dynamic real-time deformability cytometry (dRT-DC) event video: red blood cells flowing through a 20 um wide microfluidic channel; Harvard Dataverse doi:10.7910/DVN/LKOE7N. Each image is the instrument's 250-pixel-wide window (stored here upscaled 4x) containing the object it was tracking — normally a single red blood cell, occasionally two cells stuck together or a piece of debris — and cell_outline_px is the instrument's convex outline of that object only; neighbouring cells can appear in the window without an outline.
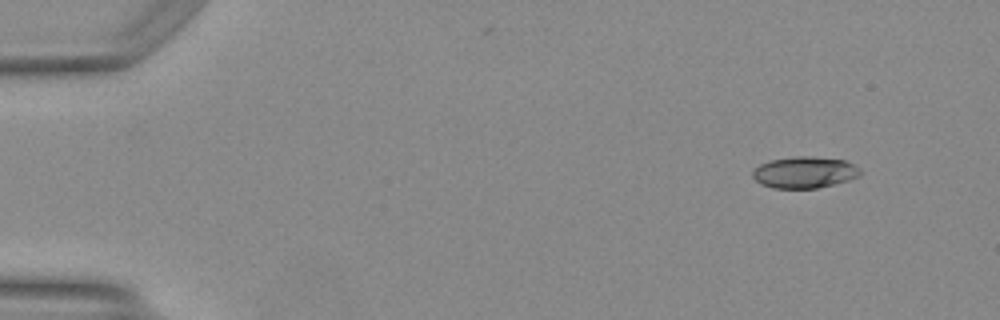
{"species": "Egyptian fruit bat (a non-hibernating species)", "species_latin": "Rousettus aegyptiacus", "temperature_condition": "warm", "stored_images_in_passage": 46, "camera_frame_rate_fps": 3000, "um_per_image_px": 0.085, "animal": {"sex": "female"}, "frame": {"image": 1, "passage_image": 1, "time_ms": 0.0, "image_size_px": [1000, 320], "cell_outline_px": [[860, 172], [856, 176], [848, 180], [816, 188], [772, 188], [760, 184], [752, 176], [752, 172], [760, 164], [772, 160], [796, 156], [812, 156], [844, 160], [860, 168]], "centroid_in_image_um": [68.35, 14.65], "position_along_channel_um": 16.7, "area_um2": 19.48}}
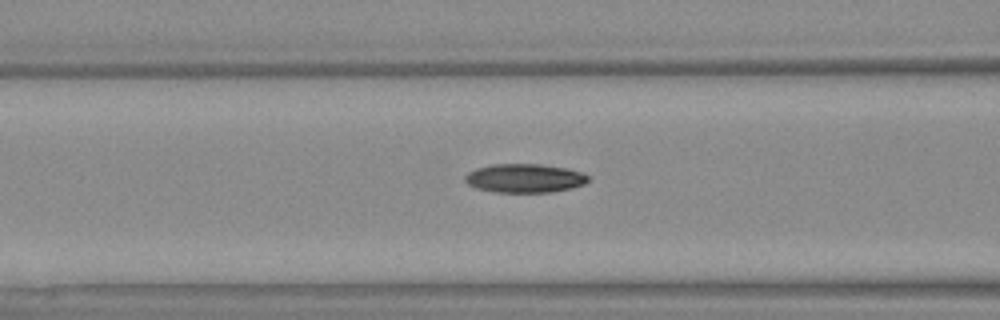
{"frame": {"image": 2, "passage_image": 17, "time_ms": 5.333, "image_size_px": [1000, 320], "cell_outline_px": [[588, 180], [584, 184], [552, 192], [496, 192], [476, 188], [468, 184], [464, 180], [464, 176], [468, 172], [476, 168], [492, 164], [540, 164], [568, 168], [580, 172], [588, 176]], "centroid_in_image_um": [44.55, 15.14], "position_along_channel_um": 122.0, "area_um2": 20.58}}
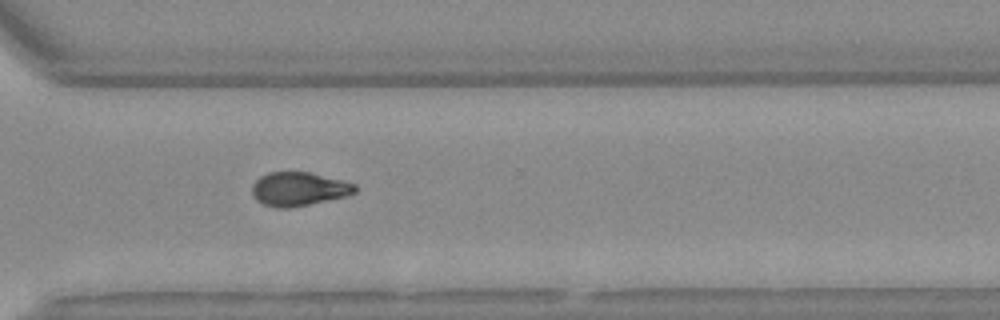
{"frame": {"image": 3, "passage_image": 33, "time_ms": 10.667, "image_size_px": [1000, 320], "cell_outline_px": [[356, 192], [344, 196], [292, 208], [276, 208], [264, 204], [256, 200], [252, 192], [252, 184], [260, 176], [268, 172], [308, 172], [356, 184]], "centroid_in_image_um": [25.35, 16.07], "position_along_channel_um": 345.3, "area_um2": 20.06}, "authors_computed_cell_mechanics": {"area_um2": 20.1144, "velocity_mm_per_s": 4.1945, "shape_relaxation_time_tau1_ms": 7.719, "shape_relaxation_time_tau2_ms": 4.3223, "deformation_change_tau1": 0.2054, "deformation_change_tau2": 0.1041}}